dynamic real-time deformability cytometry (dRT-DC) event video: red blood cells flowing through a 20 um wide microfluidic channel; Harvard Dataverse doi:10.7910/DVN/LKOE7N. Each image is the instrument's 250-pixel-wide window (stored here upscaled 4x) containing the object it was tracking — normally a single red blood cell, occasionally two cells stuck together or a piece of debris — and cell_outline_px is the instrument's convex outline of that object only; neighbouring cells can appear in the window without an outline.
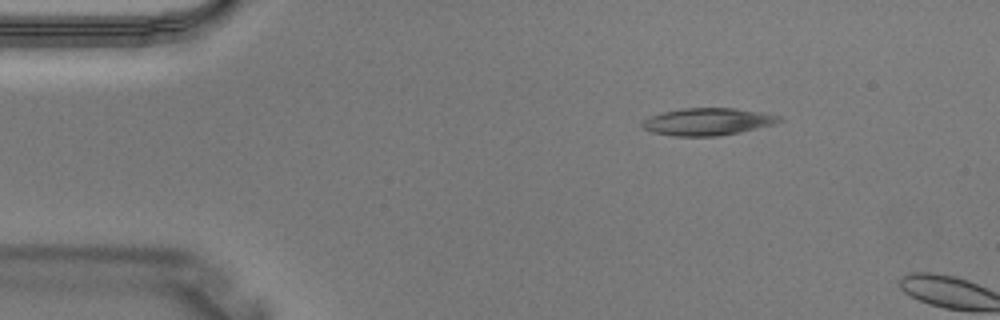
{"species": "Egyptian fruit bat (a non-hibernating species)", "species_latin": "Rousettus aegyptiacus", "temperature_condition": "warm", "stored_images_in_passage": 3, "camera_frame_rate_fps": 3000, "um_per_image_px": 0.085, "animal": {"sex": "male"}, "frame": {"image": 1, "passage_image": 2, "time_ms": 0.333, "image_size_px": [1000, 320], "cell_outline_px": [[784, 120], [776, 124], [740, 132], [716, 136], [672, 136], [652, 132], [640, 128], [640, 124], [644, 120], [652, 116], [664, 112], [680, 108], [736, 108], [760, 112], [780, 116]], "centroid_in_image_um": [60.15, 10.34], "position_along_channel_um": 24.9, "area_um2": 21.85}}